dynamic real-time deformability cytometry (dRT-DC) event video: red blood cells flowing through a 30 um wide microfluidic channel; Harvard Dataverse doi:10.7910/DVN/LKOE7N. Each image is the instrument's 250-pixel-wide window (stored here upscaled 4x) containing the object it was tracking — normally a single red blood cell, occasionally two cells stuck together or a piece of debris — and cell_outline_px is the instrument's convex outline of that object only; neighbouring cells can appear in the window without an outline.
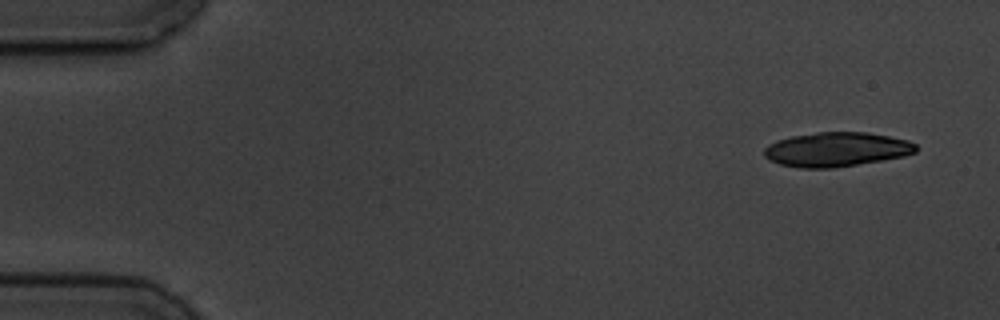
{"species": "common noctule bat (a hibernating species)", "species_latin": "Nyctalus noctula", "temperature_condition": "cold", "stored_images_in_passage": 5, "camera_frame_rate_fps": 3000, "um_per_image_px": 0.085, "animal": {"sex": "male", "body_mass_g": 19.5, "forearm_length_mm": 54.6}, "frame": {"image": 1, "passage_image": 1, "time_ms": 0.0, "image_size_px": [1000, 320], "cell_outline_px": [[916, 152], [904, 156], [832, 168], [800, 168], [780, 164], [764, 156], [764, 148], [768, 144], [776, 140], [792, 136], [816, 132], [868, 132], [908, 140], [916, 144]], "centroid_in_image_um": [71.08, 12.69], "position_along_channel_um": 13.9, "area_um2": 30.23}}